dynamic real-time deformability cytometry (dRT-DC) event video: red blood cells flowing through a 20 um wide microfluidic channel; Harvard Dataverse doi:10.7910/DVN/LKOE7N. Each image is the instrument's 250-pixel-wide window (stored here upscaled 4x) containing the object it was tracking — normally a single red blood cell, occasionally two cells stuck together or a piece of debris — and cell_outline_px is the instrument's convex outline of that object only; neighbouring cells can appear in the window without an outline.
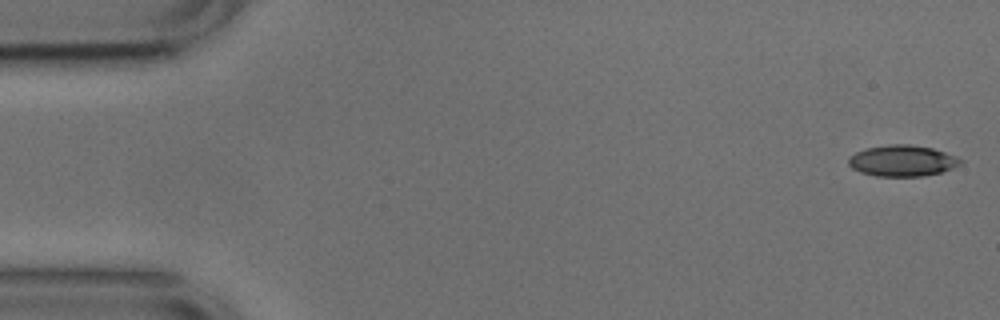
{"species": "common noctule bat (a hibernating species)", "species_latin": "Nyctalus noctula", "temperature_condition": "cold", "stored_images_in_passage": 53, "camera_frame_rate_fps": 3000, "um_per_image_px": 0.085, "animal": {"sex": "male", "body_mass_g": 17.9, "forearm_length_mm": 54.2}, "frame": {"image": 1, "passage_image": 1, "time_ms": 0.0, "image_size_px": [1000, 320], "cell_outline_px": [[964, 160], [960, 164], [952, 168], [940, 172], [924, 176], [876, 176], [860, 172], [852, 168], [848, 164], [848, 160], [856, 152], [868, 148], [892, 144], [908, 144], [932, 148], [956, 156]], "centroid_in_image_um": [76.71, 13.67], "position_along_channel_um": 8.3, "area_um2": 20.11}}
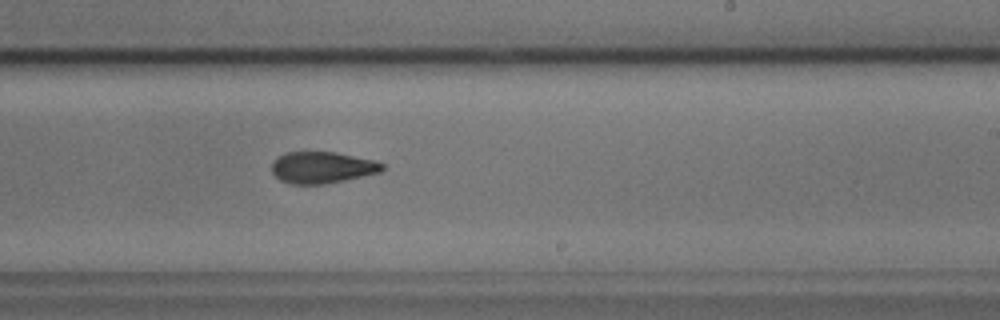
{"frame": {"image": 2, "passage_image": 31, "time_ms": 10.0, "image_size_px": [1000, 320], "cell_outline_px": [[384, 168], [380, 172], [344, 180], [324, 184], [292, 184], [280, 180], [272, 172], [272, 164], [280, 156], [288, 152], [336, 152], [376, 160], [384, 164]], "centroid_in_image_um": [27.42, 14.23], "position_along_channel_um": 261.6, "area_um2": 20.17}}
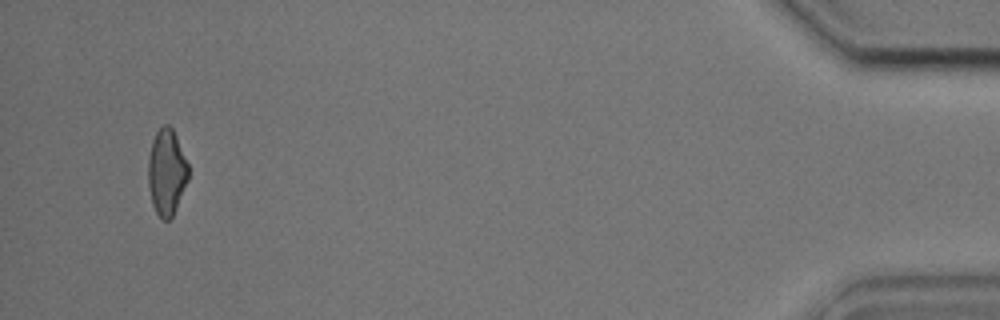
{"frame": {"image": 3, "passage_image": 50, "time_ms": 16.333, "image_size_px": [1000, 320], "cell_outline_px": [[188, 180], [176, 208], [172, 216], [168, 220], [164, 220], [156, 212], [152, 204], [148, 184], [148, 156], [152, 140], [156, 132], [164, 124], [168, 124], [172, 128], [176, 136], [188, 164]], "centroid_in_image_um": [14.15, 14.62], "position_along_channel_um": 421.0, "area_um2": 20.06}}